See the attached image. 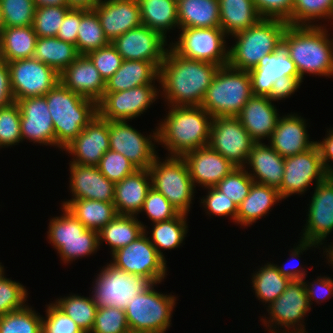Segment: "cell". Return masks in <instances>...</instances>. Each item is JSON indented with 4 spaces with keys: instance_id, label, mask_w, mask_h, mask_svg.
Instances as JSON below:
<instances>
[{
    "instance_id": "6da1fadb",
    "label": "cell",
    "mask_w": 333,
    "mask_h": 333,
    "mask_svg": "<svg viewBox=\"0 0 333 333\" xmlns=\"http://www.w3.org/2000/svg\"><path fill=\"white\" fill-rule=\"evenodd\" d=\"M219 68L210 62L180 56L169 46L159 68L161 96L168 106H201Z\"/></svg>"
},
{
    "instance_id": "7a4b0ae2",
    "label": "cell",
    "mask_w": 333,
    "mask_h": 333,
    "mask_svg": "<svg viewBox=\"0 0 333 333\" xmlns=\"http://www.w3.org/2000/svg\"><path fill=\"white\" fill-rule=\"evenodd\" d=\"M167 116L157 127V142L169 156L182 157L209 143L213 117L201 106H169Z\"/></svg>"
},
{
    "instance_id": "3957f363",
    "label": "cell",
    "mask_w": 333,
    "mask_h": 333,
    "mask_svg": "<svg viewBox=\"0 0 333 333\" xmlns=\"http://www.w3.org/2000/svg\"><path fill=\"white\" fill-rule=\"evenodd\" d=\"M282 45L302 80L306 73L325 77L333 75V38L329 39L325 26L288 24Z\"/></svg>"
},
{
    "instance_id": "277c9868",
    "label": "cell",
    "mask_w": 333,
    "mask_h": 333,
    "mask_svg": "<svg viewBox=\"0 0 333 333\" xmlns=\"http://www.w3.org/2000/svg\"><path fill=\"white\" fill-rule=\"evenodd\" d=\"M53 120L55 146L69 145L98 114L97 103L85 98L60 82L45 95Z\"/></svg>"
},
{
    "instance_id": "5b68a950",
    "label": "cell",
    "mask_w": 333,
    "mask_h": 333,
    "mask_svg": "<svg viewBox=\"0 0 333 333\" xmlns=\"http://www.w3.org/2000/svg\"><path fill=\"white\" fill-rule=\"evenodd\" d=\"M287 26L280 19L261 18L255 25L233 35L235 43L228 49V65L244 71L255 68L261 58L282 45Z\"/></svg>"
},
{
    "instance_id": "8992f818",
    "label": "cell",
    "mask_w": 333,
    "mask_h": 333,
    "mask_svg": "<svg viewBox=\"0 0 333 333\" xmlns=\"http://www.w3.org/2000/svg\"><path fill=\"white\" fill-rule=\"evenodd\" d=\"M251 97L248 71L238 70L227 64L218 69L206 90L201 107L213 118L236 117Z\"/></svg>"
},
{
    "instance_id": "52a82bcc",
    "label": "cell",
    "mask_w": 333,
    "mask_h": 333,
    "mask_svg": "<svg viewBox=\"0 0 333 333\" xmlns=\"http://www.w3.org/2000/svg\"><path fill=\"white\" fill-rule=\"evenodd\" d=\"M156 284L134 296L125 309L130 333H165L171 326L177 297L158 292Z\"/></svg>"
},
{
    "instance_id": "ba28073f",
    "label": "cell",
    "mask_w": 333,
    "mask_h": 333,
    "mask_svg": "<svg viewBox=\"0 0 333 333\" xmlns=\"http://www.w3.org/2000/svg\"><path fill=\"white\" fill-rule=\"evenodd\" d=\"M63 214L50 220L48 239L63 263L89 256L100 248L98 231L87 229L71 212L62 206Z\"/></svg>"
},
{
    "instance_id": "9c48e42d",
    "label": "cell",
    "mask_w": 333,
    "mask_h": 333,
    "mask_svg": "<svg viewBox=\"0 0 333 333\" xmlns=\"http://www.w3.org/2000/svg\"><path fill=\"white\" fill-rule=\"evenodd\" d=\"M163 162L157 156L148 168L151 187L160 192L179 213L188 215L195 193V186L185 160L167 156Z\"/></svg>"
},
{
    "instance_id": "30bf717a",
    "label": "cell",
    "mask_w": 333,
    "mask_h": 333,
    "mask_svg": "<svg viewBox=\"0 0 333 333\" xmlns=\"http://www.w3.org/2000/svg\"><path fill=\"white\" fill-rule=\"evenodd\" d=\"M97 275L91 293L97 308L115 307L125 310L134 296L153 284L148 278L127 273L111 263L102 267Z\"/></svg>"
},
{
    "instance_id": "8fae6325",
    "label": "cell",
    "mask_w": 333,
    "mask_h": 333,
    "mask_svg": "<svg viewBox=\"0 0 333 333\" xmlns=\"http://www.w3.org/2000/svg\"><path fill=\"white\" fill-rule=\"evenodd\" d=\"M267 307L269 317L266 318L269 320L264 318L261 321L264 326L270 327V333H308L303 321L311 307L303 280H291L286 290ZM277 326L278 329H286L281 332L276 329Z\"/></svg>"
},
{
    "instance_id": "7c38bea8",
    "label": "cell",
    "mask_w": 333,
    "mask_h": 333,
    "mask_svg": "<svg viewBox=\"0 0 333 333\" xmlns=\"http://www.w3.org/2000/svg\"><path fill=\"white\" fill-rule=\"evenodd\" d=\"M147 234L145 228L135 241L113 252L110 263L127 273L148 278L152 283H161L167 275V261L158 254Z\"/></svg>"
},
{
    "instance_id": "4fadbf2b",
    "label": "cell",
    "mask_w": 333,
    "mask_h": 333,
    "mask_svg": "<svg viewBox=\"0 0 333 333\" xmlns=\"http://www.w3.org/2000/svg\"><path fill=\"white\" fill-rule=\"evenodd\" d=\"M178 41L170 47L180 56L188 59L210 62L219 66L228 64L226 34L217 28H183L180 29Z\"/></svg>"
},
{
    "instance_id": "5bb4252c",
    "label": "cell",
    "mask_w": 333,
    "mask_h": 333,
    "mask_svg": "<svg viewBox=\"0 0 333 333\" xmlns=\"http://www.w3.org/2000/svg\"><path fill=\"white\" fill-rule=\"evenodd\" d=\"M247 130L235 116L214 117L208 146L236 167H246L253 144Z\"/></svg>"
},
{
    "instance_id": "9a60e30c",
    "label": "cell",
    "mask_w": 333,
    "mask_h": 333,
    "mask_svg": "<svg viewBox=\"0 0 333 333\" xmlns=\"http://www.w3.org/2000/svg\"><path fill=\"white\" fill-rule=\"evenodd\" d=\"M14 101L45 96L59 82V74L35 58L7 62Z\"/></svg>"
},
{
    "instance_id": "2e32d148",
    "label": "cell",
    "mask_w": 333,
    "mask_h": 333,
    "mask_svg": "<svg viewBox=\"0 0 333 333\" xmlns=\"http://www.w3.org/2000/svg\"><path fill=\"white\" fill-rule=\"evenodd\" d=\"M153 84H146L119 92H104L97 103L98 115L108 121L132 120L141 116L158 98Z\"/></svg>"
},
{
    "instance_id": "e0dca14e",
    "label": "cell",
    "mask_w": 333,
    "mask_h": 333,
    "mask_svg": "<svg viewBox=\"0 0 333 333\" xmlns=\"http://www.w3.org/2000/svg\"><path fill=\"white\" fill-rule=\"evenodd\" d=\"M327 177L317 144L309 150L284 158V175L278 189L282 199L304 194L315 180L317 185Z\"/></svg>"
},
{
    "instance_id": "ac0fdd59",
    "label": "cell",
    "mask_w": 333,
    "mask_h": 333,
    "mask_svg": "<svg viewBox=\"0 0 333 333\" xmlns=\"http://www.w3.org/2000/svg\"><path fill=\"white\" fill-rule=\"evenodd\" d=\"M109 147L119 152L138 169H148L158 156L155 150L157 143V127L147 137L124 121H108Z\"/></svg>"
},
{
    "instance_id": "d6986e66",
    "label": "cell",
    "mask_w": 333,
    "mask_h": 333,
    "mask_svg": "<svg viewBox=\"0 0 333 333\" xmlns=\"http://www.w3.org/2000/svg\"><path fill=\"white\" fill-rule=\"evenodd\" d=\"M123 60L153 62L158 68L168 48L167 40L145 25L133 28L111 42Z\"/></svg>"
},
{
    "instance_id": "ffe728a7",
    "label": "cell",
    "mask_w": 333,
    "mask_h": 333,
    "mask_svg": "<svg viewBox=\"0 0 333 333\" xmlns=\"http://www.w3.org/2000/svg\"><path fill=\"white\" fill-rule=\"evenodd\" d=\"M301 240L322 245L333 231V176L315 185Z\"/></svg>"
},
{
    "instance_id": "44dd1931",
    "label": "cell",
    "mask_w": 333,
    "mask_h": 333,
    "mask_svg": "<svg viewBox=\"0 0 333 333\" xmlns=\"http://www.w3.org/2000/svg\"><path fill=\"white\" fill-rule=\"evenodd\" d=\"M20 113V130L24 139L40 145L55 146V131L45 96L29 97L16 101Z\"/></svg>"
},
{
    "instance_id": "7402d4cb",
    "label": "cell",
    "mask_w": 333,
    "mask_h": 333,
    "mask_svg": "<svg viewBox=\"0 0 333 333\" xmlns=\"http://www.w3.org/2000/svg\"><path fill=\"white\" fill-rule=\"evenodd\" d=\"M109 149L108 120L102 119L97 114L63 150L73 155L71 163L97 166Z\"/></svg>"
},
{
    "instance_id": "603a6c76",
    "label": "cell",
    "mask_w": 333,
    "mask_h": 333,
    "mask_svg": "<svg viewBox=\"0 0 333 333\" xmlns=\"http://www.w3.org/2000/svg\"><path fill=\"white\" fill-rule=\"evenodd\" d=\"M92 9L109 42L142 25L137 0H100Z\"/></svg>"
},
{
    "instance_id": "cb8c5ba5",
    "label": "cell",
    "mask_w": 333,
    "mask_h": 333,
    "mask_svg": "<svg viewBox=\"0 0 333 333\" xmlns=\"http://www.w3.org/2000/svg\"><path fill=\"white\" fill-rule=\"evenodd\" d=\"M182 158L187 164L195 187L197 184L206 189L213 187L236 168L209 146L187 152Z\"/></svg>"
},
{
    "instance_id": "d4e9b609",
    "label": "cell",
    "mask_w": 333,
    "mask_h": 333,
    "mask_svg": "<svg viewBox=\"0 0 333 333\" xmlns=\"http://www.w3.org/2000/svg\"><path fill=\"white\" fill-rule=\"evenodd\" d=\"M60 83L85 98L98 103L105 91V81L87 55H79L60 74Z\"/></svg>"
},
{
    "instance_id": "484cf974",
    "label": "cell",
    "mask_w": 333,
    "mask_h": 333,
    "mask_svg": "<svg viewBox=\"0 0 333 333\" xmlns=\"http://www.w3.org/2000/svg\"><path fill=\"white\" fill-rule=\"evenodd\" d=\"M248 73L254 96H268L273 84L281 76H300L283 45L275 52L261 58L257 66Z\"/></svg>"
},
{
    "instance_id": "4316f807",
    "label": "cell",
    "mask_w": 333,
    "mask_h": 333,
    "mask_svg": "<svg viewBox=\"0 0 333 333\" xmlns=\"http://www.w3.org/2000/svg\"><path fill=\"white\" fill-rule=\"evenodd\" d=\"M306 119L298 114L279 117L268 144L283 158L305 152L316 141H309Z\"/></svg>"
},
{
    "instance_id": "83f0119b",
    "label": "cell",
    "mask_w": 333,
    "mask_h": 333,
    "mask_svg": "<svg viewBox=\"0 0 333 333\" xmlns=\"http://www.w3.org/2000/svg\"><path fill=\"white\" fill-rule=\"evenodd\" d=\"M69 164L72 199L113 202L115 183L108 180L97 166Z\"/></svg>"
},
{
    "instance_id": "f1b7e54d",
    "label": "cell",
    "mask_w": 333,
    "mask_h": 333,
    "mask_svg": "<svg viewBox=\"0 0 333 333\" xmlns=\"http://www.w3.org/2000/svg\"><path fill=\"white\" fill-rule=\"evenodd\" d=\"M267 96H254L242 107L236 116L255 143L270 139L276 128L279 114Z\"/></svg>"
},
{
    "instance_id": "f546056e",
    "label": "cell",
    "mask_w": 333,
    "mask_h": 333,
    "mask_svg": "<svg viewBox=\"0 0 333 333\" xmlns=\"http://www.w3.org/2000/svg\"><path fill=\"white\" fill-rule=\"evenodd\" d=\"M151 188L148 169H137L115 183L114 200L118 215L137 216L143 208L146 195Z\"/></svg>"
},
{
    "instance_id": "4dcf8cb0",
    "label": "cell",
    "mask_w": 333,
    "mask_h": 333,
    "mask_svg": "<svg viewBox=\"0 0 333 333\" xmlns=\"http://www.w3.org/2000/svg\"><path fill=\"white\" fill-rule=\"evenodd\" d=\"M246 164L252 169L248 174L254 182L276 189L281 187L284 175V158L270 145L262 142L254 143Z\"/></svg>"
},
{
    "instance_id": "1f68e13d",
    "label": "cell",
    "mask_w": 333,
    "mask_h": 333,
    "mask_svg": "<svg viewBox=\"0 0 333 333\" xmlns=\"http://www.w3.org/2000/svg\"><path fill=\"white\" fill-rule=\"evenodd\" d=\"M160 82L159 68L149 61L123 60L120 68L105 81L104 92H119Z\"/></svg>"
},
{
    "instance_id": "d6a6232c",
    "label": "cell",
    "mask_w": 333,
    "mask_h": 333,
    "mask_svg": "<svg viewBox=\"0 0 333 333\" xmlns=\"http://www.w3.org/2000/svg\"><path fill=\"white\" fill-rule=\"evenodd\" d=\"M281 200L278 189L253 182L249 195L238 206L236 223L243 227L252 225Z\"/></svg>"
},
{
    "instance_id": "836d02e7",
    "label": "cell",
    "mask_w": 333,
    "mask_h": 333,
    "mask_svg": "<svg viewBox=\"0 0 333 333\" xmlns=\"http://www.w3.org/2000/svg\"><path fill=\"white\" fill-rule=\"evenodd\" d=\"M179 29L220 27L219 0H178Z\"/></svg>"
},
{
    "instance_id": "e575fe53",
    "label": "cell",
    "mask_w": 333,
    "mask_h": 333,
    "mask_svg": "<svg viewBox=\"0 0 333 333\" xmlns=\"http://www.w3.org/2000/svg\"><path fill=\"white\" fill-rule=\"evenodd\" d=\"M87 229L100 231L118 214L113 202L92 199H70L62 202Z\"/></svg>"
},
{
    "instance_id": "d590c367",
    "label": "cell",
    "mask_w": 333,
    "mask_h": 333,
    "mask_svg": "<svg viewBox=\"0 0 333 333\" xmlns=\"http://www.w3.org/2000/svg\"><path fill=\"white\" fill-rule=\"evenodd\" d=\"M37 38L32 25L4 27L0 34V60L33 58Z\"/></svg>"
},
{
    "instance_id": "8d00e7d4",
    "label": "cell",
    "mask_w": 333,
    "mask_h": 333,
    "mask_svg": "<svg viewBox=\"0 0 333 333\" xmlns=\"http://www.w3.org/2000/svg\"><path fill=\"white\" fill-rule=\"evenodd\" d=\"M220 27L233 36L255 25L260 19L253 0H219Z\"/></svg>"
},
{
    "instance_id": "74e56055",
    "label": "cell",
    "mask_w": 333,
    "mask_h": 333,
    "mask_svg": "<svg viewBox=\"0 0 333 333\" xmlns=\"http://www.w3.org/2000/svg\"><path fill=\"white\" fill-rule=\"evenodd\" d=\"M142 25L159 32L165 39L167 31L178 27L177 0H137Z\"/></svg>"
},
{
    "instance_id": "f35d334b",
    "label": "cell",
    "mask_w": 333,
    "mask_h": 333,
    "mask_svg": "<svg viewBox=\"0 0 333 333\" xmlns=\"http://www.w3.org/2000/svg\"><path fill=\"white\" fill-rule=\"evenodd\" d=\"M146 227L136 216L117 215L98 231L99 246L103 241L107 242L112 254L135 241Z\"/></svg>"
},
{
    "instance_id": "ab89813d",
    "label": "cell",
    "mask_w": 333,
    "mask_h": 333,
    "mask_svg": "<svg viewBox=\"0 0 333 333\" xmlns=\"http://www.w3.org/2000/svg\"><path fill=\"white\" fill-rule=\"evenodd\" d=\"M79 56L76 46L55 37L37 38L33 58L50 66L58 74Z\"/></svg>"
},
{
    "instance_id": "60d3db41",
    "label": "cell",
    "mask_w": 333,
    "mask_h": 333,
    "mask_svg": "<svg viewBox=\"0 0 333 333\" xmlns=\"http://www.w3.org/2000/svg\"><path fill=\"white\" fill-rule=\"evenodd\" d=\"M252 289L255 297L268 306L273 303L287 288L290 279L283 276L276 264L267 263L252 275Z\"/></svg>"
},
{
    "instance_id": "b9f144b4",
    "label": "cell",
    "mask_w": 333,
    "mask_h": 333,
    "mask_svg": "<svg viewBox=\"0 0 333 333\" xmlns=\"http://www.w3.org/2000/svg\"><path fill=\"white\" fill-rule=\"evenodd\" d=\"M187 216L180 213L175 218L153 224L149 240L164 260L165 257L160 248L171 250L180 247L188 233Z\"/></svg>"
},
{
    "instance_id": "7bdbcfd3",
    "label": "cell",
    "mask_w": 333,
    "mask_h": 333,
    "mask_svg": "<svg viewBox=\"0 0 333 333\" xmlns=\"http://www.w3.org/2000/svg\"><path fill=\"white\" fill-rule=\"evenodd\" d=\"M109 43L96 12L92 8H81V20L76 41L78 54L87 55Z\"/></svg>"
},
{
    "instance_id": "ee69618b",
    "label": "cell",
    "mask_w": 333,
    "mask_h": 333,
    "mask_svg": "<svg viewBox=\"0 0 333 333\" xmlns=\"http://www.w3.org/2000/svg\"><path fill=\"white\" fill-rule=\"evenodd\" d=\"M54 304L68 315L84 333L91 332L97 311L93 296L84 297L71 294L56 300Z\"/></svg>"
},
{
    "instance_id": "f6af8a7d",
    "label": "cell",
    "mask_w": 333,
    "mask_h": 333,
    "mask_svg": "<svg viewBox=\"0 0 333 333\" xmlns=\"http://www.w3.org/2000/svg\"><path fill=\"white\" fill-rule=\"evenodd\" d=\"M0 333H42V317L25 305L0 316Z\"/></svg>"
},
{
    "instance_id": "bcb514c9",
    "label": "cell",
    "mask_w": 333,
    "mask_h": 333,
    "mask_svg": "<svg viewBox=\"0 0 333 333\" xmlns=\"http://www.w3.org/2000/svg\"><path fill=\"white\" fill-rule=\"evenodd\" d=\"M315 19L333 20V0H294L291 25L311 26Z\"/></svg>"
},
{
    "instance_id": "7dc6e473",
    "label": "cell",
    "mask_w": 333,
    "mask_h": 333,
    "mask_svg": "<svg viewBox=\"0 0 333 333\" xmlns=\"http://www.w3.org/2000/svg\"><path fill=\"white\" fill-rule=\"evenodd\" d=\"M71 6L36 7L32 28L37 37H55Z\"/></svg>"
},
{
    "instance_id": "c3c4849f",
    "label": "cell",
    "mask_w": 333,
    "mask_h": 333,
    "mask_svg": "<svg viewBox=\"0 0 333 333\" xmlns=\"http://www.w3.org/2000/svg\"><path fill=\"white\" fill-rule=\"evenodd\" d=\"M248 172L246 167H236L230 174L215 185V187L239 206L249 195L254 182Z\"/></svg>"
},
{
    "instance_id": "681fc988",
    "label": "cell",
    "mask_w": 333,
    "mask_h": 333,
    "mask_svg": "<svg viewBox=\"0 0 333 333\" xmlns=\"http://www.w3.org/2000/svg\"><path fill=\"white\" fill-rule=\"evenodd\" d=\"M33 0H0L4 27L32 25L35 13Z\"/></svg>"
},
{
    "instance_id": "f907efd6",
    "label": "cell",
    "mask_w": 333,
    "mask_h": 333,
    "mask_svg": "<svg viewBox=\"0 0 333 333\" xmlns=\"http://www.w3.org/2000/svg\"><path fill=\"white\" fill-rule=\"evenodd\" d=\"M21 113L16 101L0 108V148L22 142Z\"/></svg>"
},
{
    "instance_id": "816d5d0a",
    "label": "cell",
    "mask_w": 333,
    "mask_h": 333,
    "mask_svg": "<svg viewBox=\"0 0 333 333\" xmlns=\"http://www.w3.org/2000/svg\"><path fill=\"white\" fill-rule=\"evenodd\" d=\"M90 333H130L125 310L115 307L97 308Z\"/></svg>"
},
{
    "instance_id": "f5cc1de1",
    "label": "cell",
    "mask_w": 333,
    "mask_h": 333,
    "mask_svg": "<svg viewBox=\"0 0 333 333\" xmlns=\"http://www.w3.org/2000/svg\"><path fill=\"white\" fill-rule=\"evenodd\" d=\"M99 171L111 182H120L138 168L119 152L109 149L97 165Z\"/></svg>"
},
{
    "instance_id": "db71d44e",
    "label": "cell",
    "mask_w": 333,
    "mask_h": 333,
    "mask_svg": "<svg viewBox=\"0 0 333 333\" xmlns=\"http://www.w3.org/2000/svg\"><path fill=\"white\" fill-rule=\"evenodd\" d=\"M0 275V316L23 308L27 301V289L23 284Z\"/></svg>"
},
{
    "instance_id": "11a10c76",
    "label": "cell",
    "mask_w": 333,
    "mask_h": 333,
    "mask_svg": "<svg viewBox=\"0 0 333 333\" xmlns=\"http://www.w3.org/2000/svg\"><path fill=\"white\" fill-rule=\"evenodd\" d=\"M142 212L147 214L153 224L175 218L180 214L160 192L152 187L146 195L140 213Z\"/></svg>"
},
{
    "instance_id": "9f6ffc18",
    "label": "cell",
    "mask_w": 333,
    "mask_h": 333,
    "mask_svg": "<svg viewBox=\"0 0 333 333\" xmlns=\"http://www.w3.org/2000/svg\"><path fill=\"white\" fill-rule=\"evenodd\" d=\"M87 56L94 63L104 81L108 80L123 62V58L111 42L104 47L89 52Z\"/></svg>"
},
{
    "instance_id": "6f0895ef",
    "label": "cell",
    "mask_w": 333,
    "mask_h": 333,
    "mask_svg": "<svg viewBox=\"0 0 333 333\" xmlns=\"http://www.w3.org/2000/svg\"><path fill=\"white\" fill-rule=\"evenodd\" d=\"M42 333H84L82 329L54 303L46 309L42 317Z\"/></svg>"
},
{
    "instance_id": "680465c9",
    "label": "cell",
    "mask_w": 333,
    "mask_h": 333,
    "mask_svg": "<svg viewBox=\"0 0 333 333\" xmlns=\"http://www.w3.org/2000/svg\"><path fill=\"white\" fill-rule=\"evenodd\" d=\"M206 197H203L200 203L207 210L209 215L230 216L236 223L238 214V206L229 199L223 192L219 191L215 186L208 187Z\"/></svg>"
},
{
    "instance_id": "91938a15",
    "label": "cell",
    "mask_w": 333,
    "mask_h": 333,
    "mask_svg": "<svg viewBox=\"0 0 333 333\" xmlns=\"http://www.w3.org/2000/svg\"><path fill=\"white\" fill-rule=\"evenodd\" d=\"M261 18L280 19L291 25L294 0H253Z\"/></svg>"
},
{
    "instance_id": "94428289",
    "label": "cell",
    "mask_w": 333,
    "mask_h": 333,
    "mask_svg": "<svg viewBox=\"0 0 333 333\" xmlns=\"http://www.w3.org/2000/svg\"><path fill=\"white\" fill-rule=\"evenodd\" d=\"M317 280V281H316ZM307 298L309 301V305L311 307V300L316 303L323 302V300L329 299L331 295L333 296V279L330 277H317L313 282H308L303 279ZM308 282V283H306ZM310 283V284H309Z\"/></svg>"
},
{
    "instance_id": "6125c7cd",
    "label": "cell",
    "mask_w": 333,
    "mask_h": 333,
    "mask_svg": "<svg viewBox=\"0 0 333 333\" xmlns=\"http://www.w3.org/2000/svg\"><path fill=\"white\" fill-rule=\"evenodd\" d=\"M81 20V8H71L65 15L56 37L76 46L77 33Z\"/></svg>"
},
{
    "instance_id": "be15d7a7",
    "label": "cell",
    "mask_w": 333,
    "mask_h": 333,
    "mask_svg": "<svg viewBox=\"0 0 333 333\" xmlns=\"http://www.w3.org/2000/svg\"><path fill=\"white\" fill-rule=\"evenodd\" d=\"M302 82L300 76H281L275 81L267 97L271 101L288 98L300 88Z\"/></svg>"
},
{
    "instance_id": "e7e4bbea",
    "label": "cell",
    "mask_w": 333,
    "mask_h": 333,
    "mask_svg": "<svg viewBox=\"0 0 333 333\" xmlns=\"http://www.w3.org/2000/svg\"><path fill=\"white\" fill-rule=\"evenodd\" d=\"M297 247L293 248V250H291V254H290V257H292L291 259H296V258H299L301 255V253H303L305 250H308V248L310 249L311 247L313 248V246L316 248V247H319V245L315 244V243H310L308 241H304V240H301L299 241V244L296 245ZM289 263V262H288ZM298 264V263H296ZM300 265V264H298ZM297 265V266H298ZM285 266V267H284ZM296 266V265H295ZM292 266L287 269L286 268V265L283 264V265H276L278 271L285 277L289 278L290 280H303L305 279L306 277V269H304V267L300 266V268H298L297 266ZM294 267V268H293ZM305 270V271H304Z\"/></svg>"
},
{
    "instance_id": "03108f58",
    "label": "cell",
    "mask_w": 333,
    "mask_h": 333,
    "mask_svg": "<svg viewBox=\"0 0 333 333\" xmlns=\"http://www.w3.org/2000/svg\"><path fill=\"white\" fill-rule=\"evenodd\" d=\"M14 102L7 62L0 60V108Z\"/></svg>"
},
{
    "instance_id": "003e7915",
    "label": "cell",
    "mask_w": 333,
    "mask_h": 333,
    "mask_svg": "<svg viewBox=\"0 0 333 333\" xmlns=\"http://www.w3.org/2000/svg\"><path fill=\"white\" fill-rule=\"evenodd\" d=\"M328 135L323 141H316L321 153L322 164L327 176H333V128H329ZM332 161V163L330 162ZM330 162V164H329Z\"/></svg>"
},
{
    "instance_id": "a7ac6f4b",
    "label": "cell",
    "mask_w": 333,
    "mask_h": 333,
    "mask_svg": "<svg viewBox=\"0 0 333 333\" xmlns=\"http://www.w3.org/2000/svg\"><path fill=\"white\" fill-rule=\"evenodd\" d=\"M73 8H93L100 0H66Z\"/></svg>"
},
{
    "instance_id": "89a4df30",
    "label": "cell",
    "mask_w": 333,
    "mask_h": 333,
    "mask_svg": "<svg viewBox=\"0 0 333 333\" xmlns=\"http://www.w3.org/2000/svg\"><path fill=\"white\" fill-rule=\"evenodd\" d=\"M36 7L69 6L66 0H33Z\"/></svg>"
},
{
    "instance_id": "2644e50d",
    "label": "cell",
    "mask_w": 333,
    "mask_h": 333,
    "mask_svg": "<svg viewBox=\"0 0 333 333\" xmlns=\"http://www.w3.org/2000/svg\"><path fill=\"white\" fill-rule=\"evenodd\" d=\"M4 26H3V18H2V13H1V9H0V34L3 30Z\"/></svg>"
},
{
    "instance_id": "8c879c8a",
    "label": "cell",
    "mask_w": 333,
    "mask_h": 333,
    "mask_svg": "<svg viewBox=\"0 0 333 333\" xmlns=\"http://www.w3.org/2000/svg\"><path fill=\"white\" fill-rule=\"evenodd\" d=\"M4 272V266L1 265L0 263V275Z\"/></svg>"
}]
</instances>
